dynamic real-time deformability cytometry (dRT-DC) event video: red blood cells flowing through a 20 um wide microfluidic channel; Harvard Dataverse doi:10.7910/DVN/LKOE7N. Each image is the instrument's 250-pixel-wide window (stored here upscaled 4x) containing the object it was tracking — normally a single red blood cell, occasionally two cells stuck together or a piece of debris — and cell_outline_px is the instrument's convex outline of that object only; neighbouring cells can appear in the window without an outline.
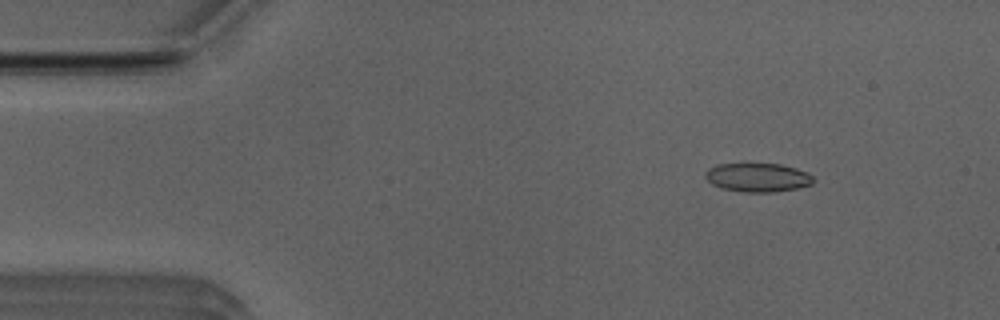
{"species": "Egyptian fruit bat (a non-hibernating species)", "species_latin": "Rousettus aegyptiacus", "temperature_condition": "room temperature", "stored_images_in_passage": 50, "camera_frame_rate_fps": 3000, "um_per_image_px": 0.085, "animal": {"sex": "male"}, "frame": {"image": 1, "passage_image": 7, "time_ms": 2.0, "image_size_px": [1000, 320], "cell_outline_px": [[816, 180], [812, 184], [796, 188], [772, 192], [740, 192], [720, 188], [712, 184], [704, 176], [704, 172], [708, 168], [716, 164], [780, 164], [796, 168], [808, 172]], "centroid_in_image_um": [64.39, 15.08], "position_along_channel_um": 20.6, "area_um2": 18.26}}
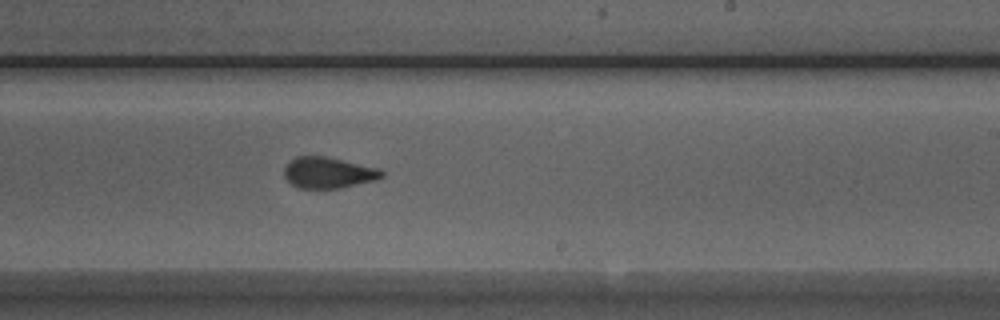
{"frame": {"image": 2, "passage_image": 31, "time_ms": 10.0, "image_size_px": [1000, 320], "cell_outline_px": [[384, 176], [376, 180], [340, 188], [296, 188], [284, 176], [284, 168], [296, 156], [324, 156], [380, 168], [384, 172]], "centroid_in_image_um": [27.93, 14.68], "position_along_channel_um": 261.1, "area_um2": 17.63}}
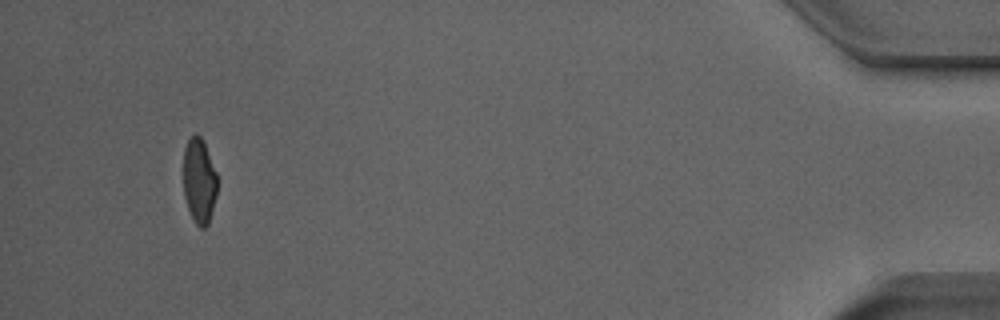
{"frame": {"image": 3, "passage_image": 49, "time_ms": 16.0, "image_size_px": [1000, 320], "cell_outline_px": [[216, 196], [208, 224], [204, 228], [200, 228], [196, 224], [188, 208], [184, 196], [184, 148], [188, 140], [196, 132], [204, 140], [216, 172]], "centroid_in_image_um": [16.93, 15.34], "position_along_channel_um": 418.3, "area_um2": 16.7}}